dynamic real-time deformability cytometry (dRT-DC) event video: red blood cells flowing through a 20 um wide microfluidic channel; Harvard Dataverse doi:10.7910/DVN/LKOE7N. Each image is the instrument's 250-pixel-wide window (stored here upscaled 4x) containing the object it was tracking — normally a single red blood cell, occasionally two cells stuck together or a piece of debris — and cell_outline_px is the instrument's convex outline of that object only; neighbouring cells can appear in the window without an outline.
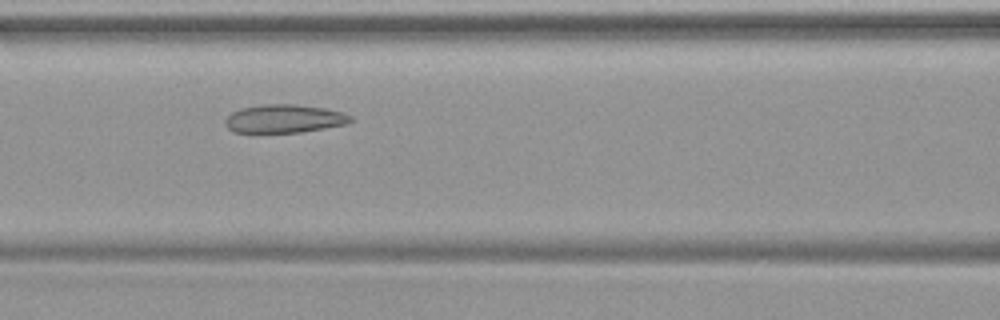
{"species": "common noctule bat (a hibernating species)", "species_latin": "Nyctalus noctula", "temperature_condition": "warm", "stored_images_in_passage": 44, "camera_frame_rate_fps": 3000, "um_per_image_px": 0.085, "animal": {"sex": "female", "body_mass_g": 19.9}, "frame": {"image": 1, "passage_image": 17, "time_ms": 5.333, "image_size_px": [1000, 320], "cell_outline_px": [[352, 120], [348, 124], [300, 132], [232, 132], [224, 124], [224, 120], [232, 112], [240, 108], [264, 104], [296, 104], [324, 108], [344, 112], [352, 116]], "centroid_in_image_um": [24.16, 10.08], "position_along_channel_um": 142.4, "area_um2": 20.75}}
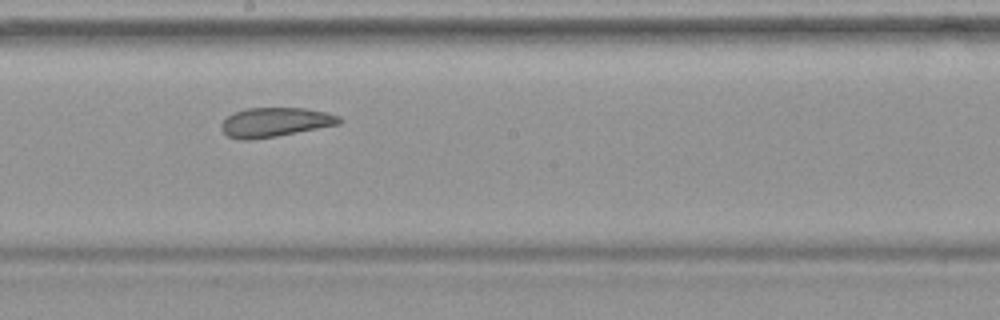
{"frame": {"image": 2, "passage_image": 23, "time_ms": 7.333, "image_size_px": [1000, 320], "cell_outline_px": [[344, 120], [340, 124], [276, 136], [248, 140], [240, 140], [228, 136], [220, 128], [220, 124], [228, 116], [244, 108], [304, 108], [324, 112], [340, 116]], "centroid_in_image_um": [23.38, 10.39], "position_along_channel_um": 224.8, "area_um2": 20.06}}
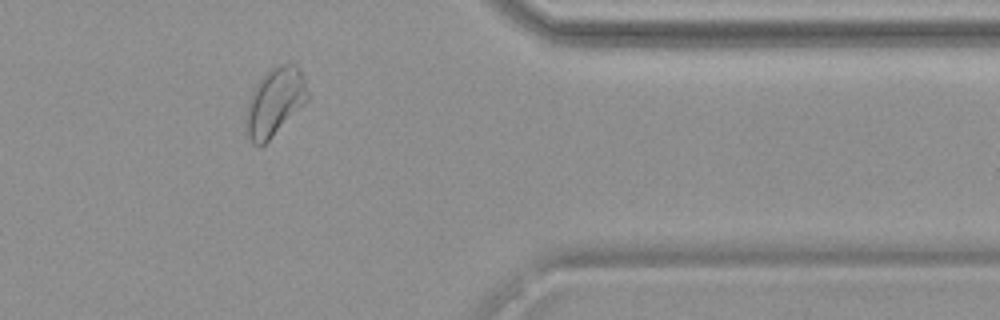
{"frame": {"image": 3, "passage_image": 36, "time_ms": 11.667, "image_size_px": [1000, 320], "cell_outline_px": [[308, 100], [260, 148], [252, 144], [244, 128], [244, 116], [248, 100], [256, 84], [272, 68], [280, 64], [292, 64], [300, 68], [308, 92]], "centroid_in_image_um": [23.31, 8.7], "position_along_channel_um": 388.1, "area_um2": 24.28}}